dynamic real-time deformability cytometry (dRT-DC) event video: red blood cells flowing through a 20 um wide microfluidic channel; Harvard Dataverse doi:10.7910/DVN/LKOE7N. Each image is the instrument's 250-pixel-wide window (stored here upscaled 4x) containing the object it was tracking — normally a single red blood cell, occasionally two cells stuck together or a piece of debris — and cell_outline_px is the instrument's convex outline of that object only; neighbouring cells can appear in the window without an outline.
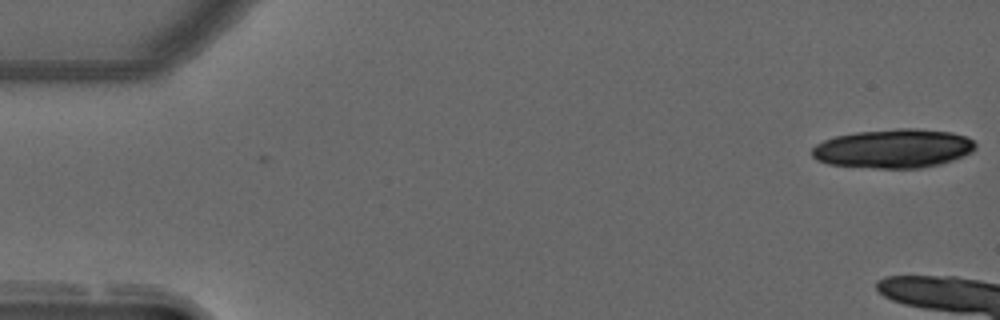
{"species": "common noctule bat (a hibernating species)", "species_latin": "Nyctalus noctula", "temperature_condition": "warm", "stored_images_in_passage": 2, "camera_frame_rate_fps": 3000, "um_per_image_px": 0.085, "animal": {"sex": "male", "forearm_length_mm": 52.5}, "frame": {"image": 1, "passage_image": 1, "time_ms": 0.0, "image_size_px": [1000, 320], "cell_outline_px": [[976, 148], [972, 152], [964, 156], [940, 164], [920, 168], [872, 168], [828, 164], [816, 160], [812, 156], [812, 148], [816, 144], [824, 140], [836, 136], [856, 132], [900, 128], [916, 128], [952, 132], [968, 136], [976, 144]], "centroid_in_image_um": [75.96, 12.62], "position_along_channel_um": 9.0, "area_um2": 37.34}}